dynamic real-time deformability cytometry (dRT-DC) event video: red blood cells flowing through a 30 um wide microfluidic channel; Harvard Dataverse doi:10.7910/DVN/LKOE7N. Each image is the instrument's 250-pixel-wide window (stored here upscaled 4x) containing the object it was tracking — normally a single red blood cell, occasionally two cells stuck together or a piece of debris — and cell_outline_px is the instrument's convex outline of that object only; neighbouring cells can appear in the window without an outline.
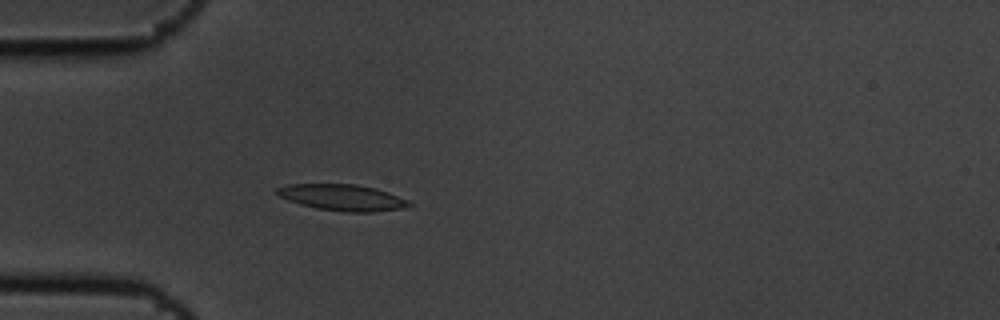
{"species": "common noctule bat (a hibernating species)", "species_latin": "Nyctalus noctula", "temperature_condition": "cold", "stored_images_in_passage": 4, "camera_frame_rate_fps": 3000, "um_per_image_px": 0.085, "animal": {"sex": "male", "body_mass_g": 19.5, "forearm_length_mm": 54.6}, "frame": {"image": 1, "passage_image": 4, "time_ms": 1.0, "image_size_px": [1000, 320], "cell_outline_px": [[412, 204], [400, 208], [372, 212], [344, 212], [316, 208], [300, 204], [276, 196], [276, 188], [288, 184], [356, 184], [376, 188], [388, 192], [408, 200]], "centroid_in_image_um": [29.05, 16.78], "position_along_channel_um": 56.0, "area_um2": 20.17}}